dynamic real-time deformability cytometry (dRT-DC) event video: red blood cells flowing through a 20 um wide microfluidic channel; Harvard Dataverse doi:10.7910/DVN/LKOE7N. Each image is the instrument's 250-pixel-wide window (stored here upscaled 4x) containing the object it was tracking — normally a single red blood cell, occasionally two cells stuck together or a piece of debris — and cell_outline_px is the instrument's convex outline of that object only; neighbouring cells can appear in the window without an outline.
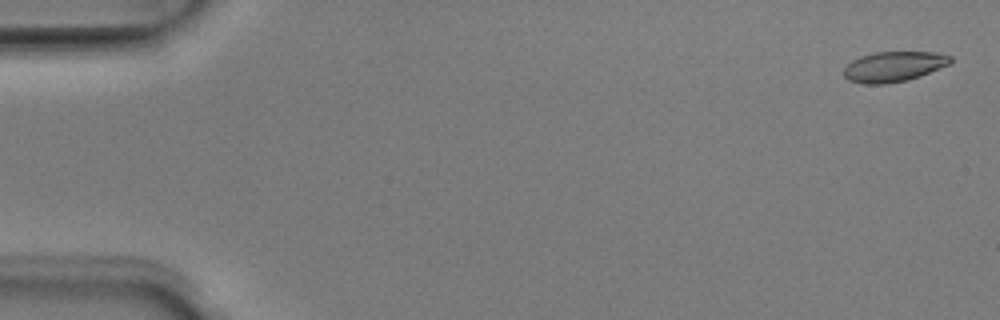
{"species": "Egyptian fruit bat (a non-hibernating species)", "species_latin": "Rousettus aegyptiacus", "temperature_condition": "room temperature", "stored_images_in_passage": 51, "camera_frame_rate_fps": 3000, "um_per_image_px": 0.085, "animal": {"sex": "male"}, "frame": {"image": 1, "passage_image": 2, "time_ms": 0.333, "image_size_px": [1000, 320], "cell_outline_px": [[952, 64], [920, 76], [908, 80], [884, 84], [864, 84], [848, 80], [844, 76], [844, 68], [852, 60], [860, 56], [872, 52], [936, 52], [952, 56]], "centroid_in_image_um": [75.99, 5.65], "position_along_channel_um": 9.0, "area_um2": 19.02}}
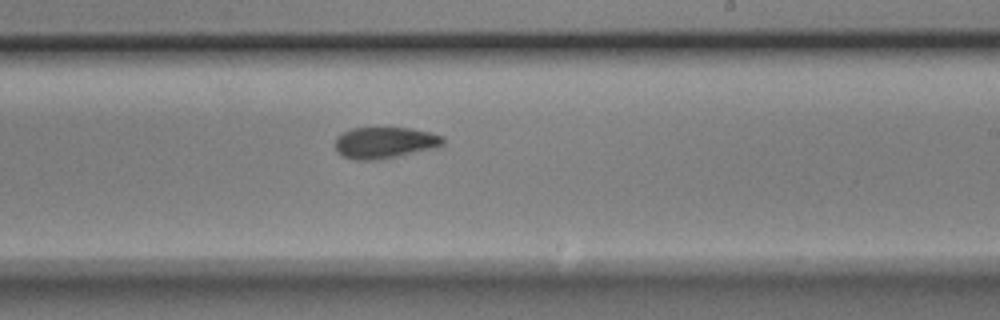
{"frame": {"image": 2, "passage_image": 31, "time_ms": 10.0, "image_size_px": [1000, 320], "cell_outline_px": [[444, 144], [440, 148], [376, 160], [356, 160], [344, 156], [336, 152], [336, 136], [352, 128], [408, 128], [432, 132], [444, 136]], "centroid_in_image_um": [32.76, 12.13], "position_along_channel_um": 256.2, "area_um2": 19.94}}
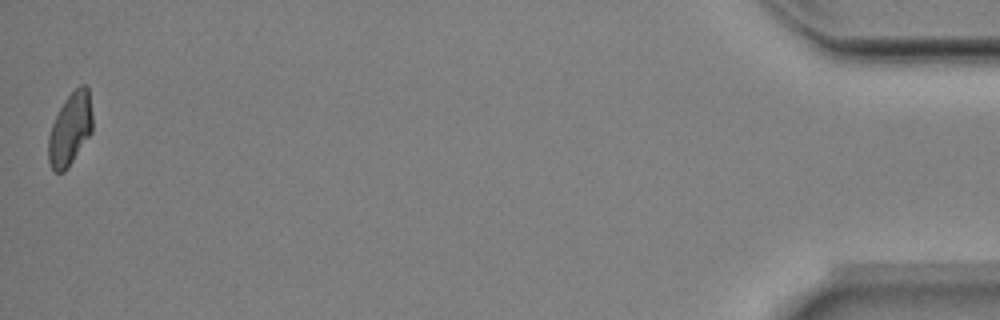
{"frame": {"image": 3, "passage_image": 51, "time_ms": 16.667, "image_size_px": [1000, 320], "cell_outline_px": [[92, 132], [68, 168], [64, 172], [52, 172], [48, 160], [48, 136], [52, 124], [64, 100], [80, 84], [88, 84], [92, 112]], "centroid_in_image_um": [5.96, 10.98], "position_along_channel_um": 429.2, "area_um2": 18.84}, "authors_computed_cell_mechanics": {"area_um2": 19.5364, "velocity_mm_per_s": 4.0025, "shape_relaxation_time_tau1_ms": 4.5198, "shape_relaxation_time_tau2_ms": 8.259, "deformation_change_tau1": 0.1373, "deformation_change_tau2": 0.1381}}